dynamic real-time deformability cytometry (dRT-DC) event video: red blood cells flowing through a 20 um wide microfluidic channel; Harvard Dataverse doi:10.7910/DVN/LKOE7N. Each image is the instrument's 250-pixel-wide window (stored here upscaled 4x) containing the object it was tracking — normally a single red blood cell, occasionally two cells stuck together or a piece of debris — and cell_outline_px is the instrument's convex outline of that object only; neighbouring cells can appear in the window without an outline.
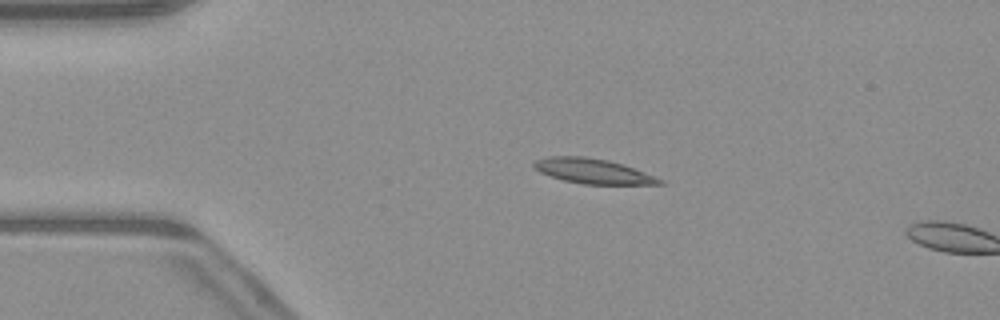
{"species": "common noctule bat (a hibernating species)", "species_latin": "Nyctalus noctula", "temperature_condition": "warm", "stored_images_in_passage": 13, "camera_frame_rate_fps": 3000, "um_per_image_px": 0.085, "animal": {"sex": "male", "body_mass_g": 23.1, "forearm_length_mm": 52.7}, "frame": {"image": 1, "passage_image": 11, "time_ms": 3.333, "image_size_px": [1000, 320], "cell_outline_px": [[664, 184], [584, 184], [564, 180], [540, 172], [532, 168], [532, 164], [536, 160], [548, 156], [584, 156], [608, 160], [624, 164], [664, 180]], "centroid_in_image_um": [50.38, 14.53], "position_along_channel_um": 34.6, "area_um2": 18.21}}